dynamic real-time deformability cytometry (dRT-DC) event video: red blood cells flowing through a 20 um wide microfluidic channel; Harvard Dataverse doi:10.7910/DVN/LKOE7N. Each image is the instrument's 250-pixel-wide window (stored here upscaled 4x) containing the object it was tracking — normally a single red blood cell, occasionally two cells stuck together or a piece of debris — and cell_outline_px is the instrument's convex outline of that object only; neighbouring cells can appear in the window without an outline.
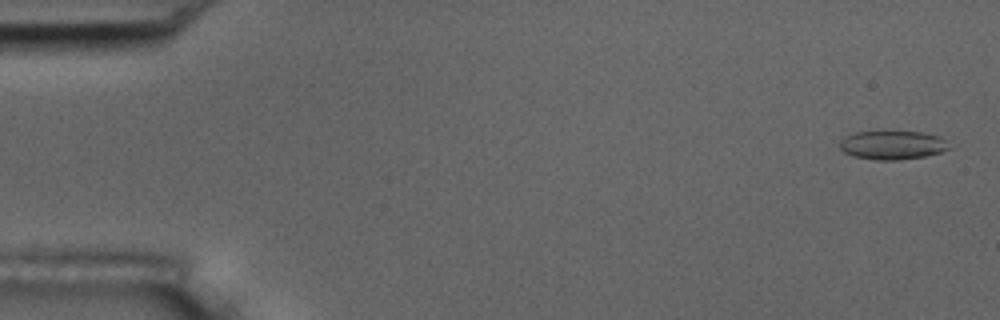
{"species": "common noctule bat (a hibernating species)", "species_latin": "Nyctalus noctula", "temperature_condition": "room temperature", "stored_images_in_passage": 53, "camera_frame_rate_fps": 3000, "um_per_image_px": 0.085, "animal": {"sex": "male", "body_mass_g": 17.5, "forearm_length_mm": 52.3}, "frame": {"image": 1, "passage_image": 2, "time_ms": 0.333, "image_size_px": [1000, 320], "cell_outline_px": [[952, 148], [940, 152], [924, 156], [896, 160], [876, 160], [852, 156], [844, 152], [840, 148], [840, 140], [856, 132], [924, 132], [940, 136]], "centroid_in_image_um": [75.87, 12.34], "position_along_channel_um": 9.1, "area_um2": 18.15}}
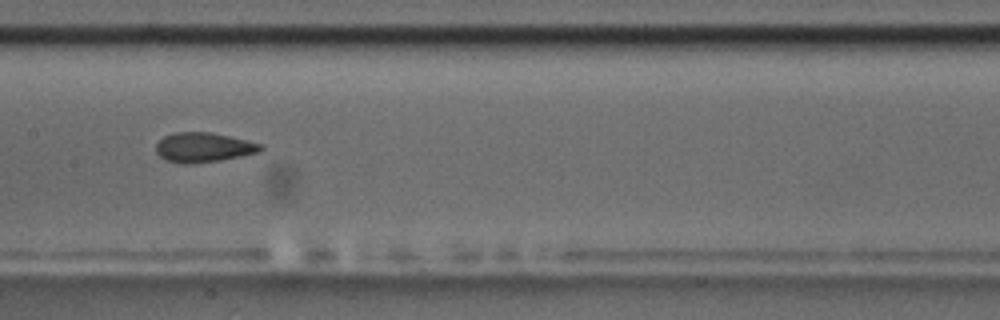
{"frame": {"image": 2, "passage_image": 28, "time_ms": 9.0, "image_size_px": [1000, 320], "cell_outline_px": [[264, 148], [260, 152], [220, 160], [192, 164], [180, 164], [164, 160], [156, 152], [156, 144], [164, 136], [176, 132], [208, 132], [248, 140], [264, 144]], "centroid_in_image_um": [17.3, 12.54], "position_along_channel_um": 190.1, "area_um2": 18.21}}
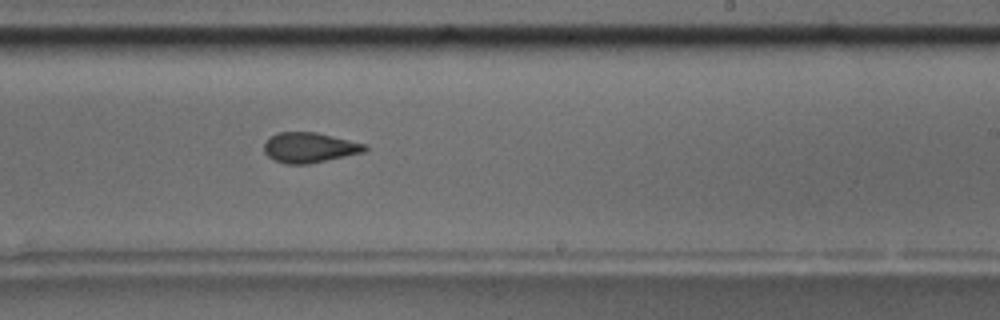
{"frame": {"image": 3, "passage_image": 34, "time_ms": 11.0, "image_size_px": [1000, 320], "cell_outline_px": [[368, 148], [364, 152], [308, 164], [284, 164], [268, 156], [264, 152], [264, 144], [276, 132], [316, 132], [368, 144]], "centroid_in_image_um": [26.33, 12.54], "position_along_channel_um": 262.7, "area_um2": 17.69}, "authors_computed_cell_mechanics": {"area_um2": 18.3226, "velocity_mm_per_s": 3.6439, "shape_relaxation_time_tau1_ms": 4.1357, "shape_relaxation_time_tau2_ms": 1.5307, "deformation_change_tau1": 0.1154, "deformation_change_tau2": 0.0878}}